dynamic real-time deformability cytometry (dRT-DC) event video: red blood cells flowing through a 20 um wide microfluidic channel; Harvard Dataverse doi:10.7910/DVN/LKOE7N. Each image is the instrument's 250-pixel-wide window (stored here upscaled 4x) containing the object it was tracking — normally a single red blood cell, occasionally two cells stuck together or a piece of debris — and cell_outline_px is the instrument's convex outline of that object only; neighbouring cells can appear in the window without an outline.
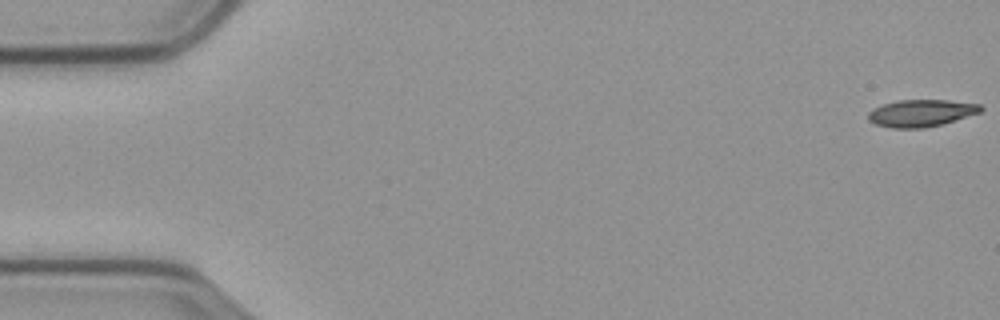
{"species": "common noctule bat (a hibernating species)", "species_latin": "Nyctalus noctula", "temperature_condition": "cold", "stored_images_in_passage": 9, "camera_frame_rate_fps": 3000, "um_per_image_px": 0.085, "animal": {"sex": "male", "body_mass_g": 23.1, "forearm_length_mm": 52.7}, "frame": {"image": 1, "passage_image": 1, "time_ms": 0.0, "image_size_px": [1000, 320], "cell_outline_px": [[984, 108], [980, 112], [944, 124], [924, 128], [892, 128], [876, 124], [868, 120], [868, 112], [884, 104], [900, 100], [948, 100], [980, 104]], "centroid_in_image_um": [78.33, 9.62], "position_along_channel_um": 6.7, "area_um2": 17.69}}